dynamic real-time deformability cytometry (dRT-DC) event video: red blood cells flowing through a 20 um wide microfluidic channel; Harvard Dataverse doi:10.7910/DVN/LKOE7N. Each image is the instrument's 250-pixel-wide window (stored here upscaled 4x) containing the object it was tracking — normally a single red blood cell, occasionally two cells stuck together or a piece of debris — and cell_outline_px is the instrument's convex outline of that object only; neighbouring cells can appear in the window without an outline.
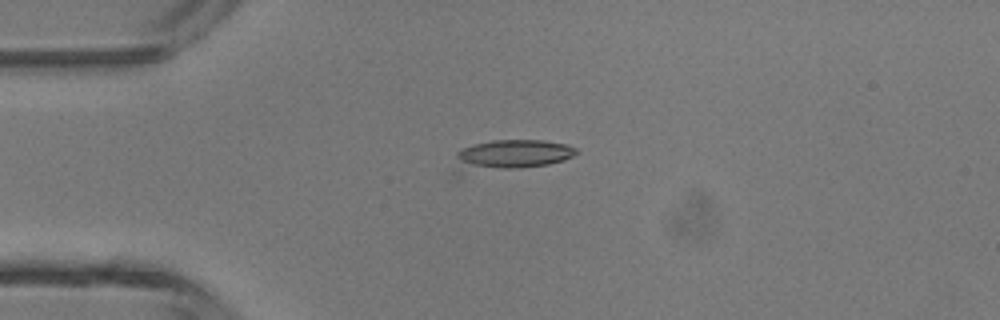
{"species": "common noctule bat (a hibernating species)", "species_latin": "Nyctalus noctula", "temperature_condition": "room temperature", "stored_images_in_passage": 31, "camera_frame_rate_fps": 3000, "um_per_image_px": 0.085, "animal": {"sex": "male", "body_mass_g": 13.3}, "frame": {"image": 1, "passage_image": 1, "time_ms": 0.0, "image_size_px": [1000, 320], "cell_outline_px": [[580, 152], [564, 160], [548, 164], [456, 180], [452, 180], [448, 172], [456, 152], [472, 144], [492, 140], [544, 140], [568, 144], [576, 148]], "centroid_in_image_um": [43.07, 13.33], "position_along_channel_um": 41.9, "area_um2": 24.39}}
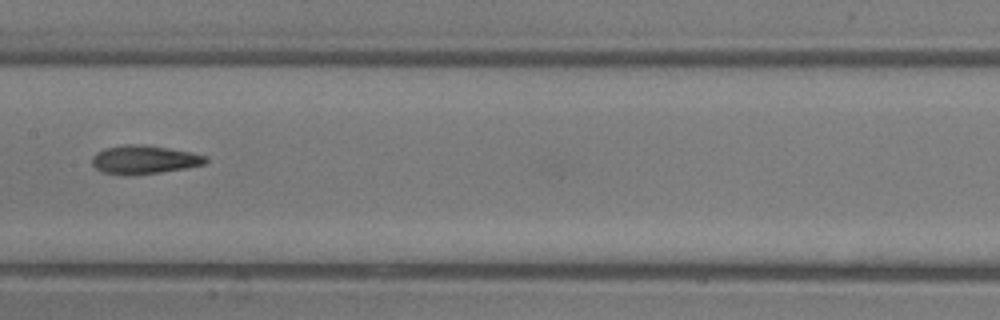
{"frame": {"image": 2, "passage_image": 13, "time_ms": 4.0, "image_size_px": [1000, 320], "cell_outline_px": [[208, 160], [204, 164], [184, 168], [160, 172], [128, 176], [124, 176], [104, 172], [96, 168], [92, 164], [92, 156], [96, 152], [104, 148], [124, 144], [140, 144], [168, 148], [208, 156]], "centroid_in_image_um": [12.21, 13.57], "position_along_channel_um": 195.2, "area_um2": 18.9}}
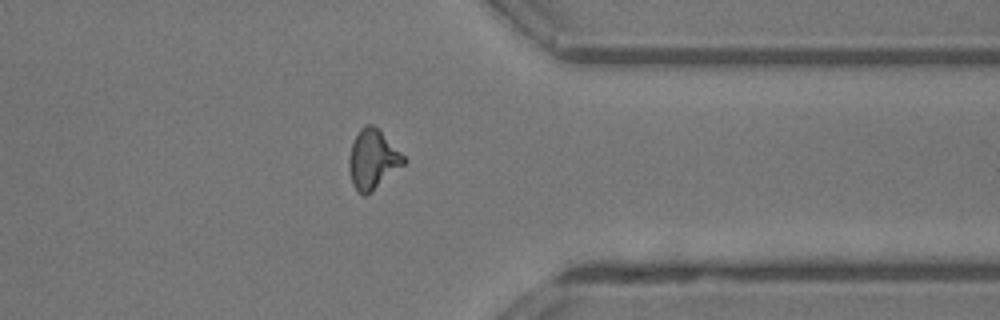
{"frame": {"image": 3, "passage_image": 26, "time_ms": 8.333, "image_size_px": [1000, 320], "cell_outline_px": [[408, 160], [404, 164], [364, 196], [352, 184], [348, 164], [348, 160], [352, 144], [360, 128], [364, 124], [372, 124]], "centroid_in_image_um": [31.66, 13.53], "position_along_channel_um": 379.7, "area_um2": 18.21}}